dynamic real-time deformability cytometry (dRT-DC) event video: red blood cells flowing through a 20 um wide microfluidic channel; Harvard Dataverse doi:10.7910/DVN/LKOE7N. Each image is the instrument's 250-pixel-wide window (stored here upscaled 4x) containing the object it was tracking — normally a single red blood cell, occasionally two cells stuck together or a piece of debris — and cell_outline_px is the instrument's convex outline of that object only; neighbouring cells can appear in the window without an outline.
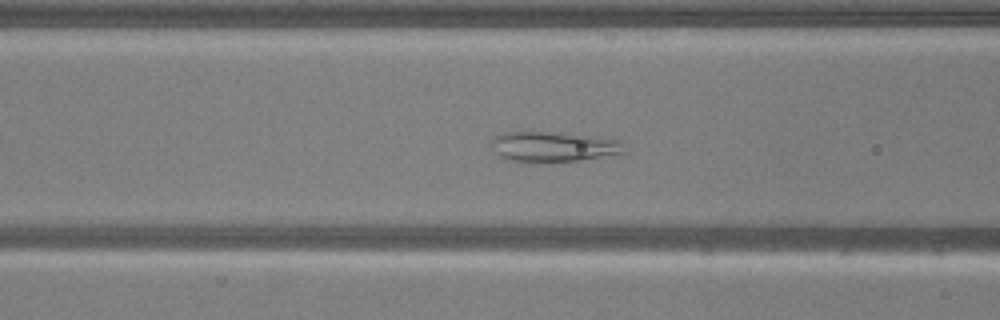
{"species": "common noctule bat (a hibernating species)", "species_latin": "Nyctalus noctula", "temperature_condition": "warm", "stored_images_in_passage": 49, "camera_frame_rate_fps": 3000, "um_per_image_px": 0.085, "animal": {"sex": "male", "body_mass_g": 20.5, "forearm_length_mm": 52.5}, "frame": {"image": 1, "passage_image": 17, "time_ms": 5.333, "image_size_px": [1000, 320], "cell_outline_px": [[624, 152], [580, 160], [532, 164], [508, 160], [500, 156], [496, 152], [492, 144], [492, 140], [496, 136], [504, 132], [532, 128], [620, 140]], "centroid_in_image_um": [46.92, 12.44], "position_along_channel_um": 119.7, "area_um2": 24.28}}
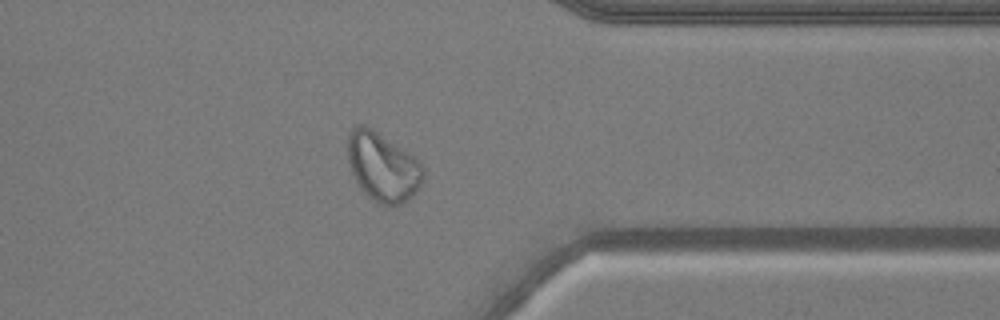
{"frame": {"image": 2, "passage_image": 38, "time_ms": 12.333, "image_size_px": [1000, 320], "cell_outline_px": [[424, 176], [416, 192], [408, 200], [400, 204], [384, 204], [368, 196], [360, 188], [352, 172], [348, 160], [348, 132], [356, 124], [360, 124], [372, 128], [412, 156], [424, 168]], "centroid_in_image_um": [32.51, 14.17], "position_along_channel_um": 378.9, "area_um2": 29.65}}
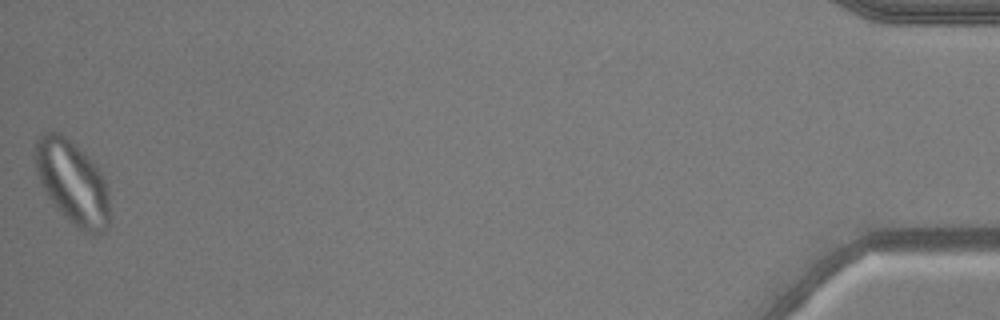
{"frame": {"image": 3, "passage_image": 49, "time_ms": 16.0, "image_size_px": [1000, 320], "cell_outline_px": [[108, 228], [96, 236], [88, 236], [76, 228], [56, 208], [48, 196], [36, 172], [36, 140], [44, 132], [52, 128], [60, 132], [104, 176], [108, 188]], "centroid_in_image_um": [6.16, 15.57], "position_along_channel_um": 429.0, "area_um2": 35.89}}